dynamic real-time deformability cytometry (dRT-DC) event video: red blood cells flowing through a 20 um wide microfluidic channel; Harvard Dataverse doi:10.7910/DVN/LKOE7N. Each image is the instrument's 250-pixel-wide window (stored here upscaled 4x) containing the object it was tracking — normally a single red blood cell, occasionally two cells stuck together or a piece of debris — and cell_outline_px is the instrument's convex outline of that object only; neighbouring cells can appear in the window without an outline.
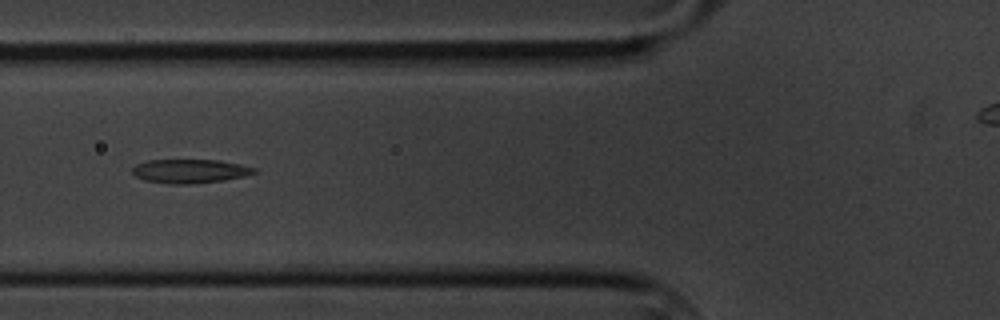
{"species": "common noctule bat (a hibernating species)", "species_latin": "Nyctalus noctula", "temperature_condition": "cold", "stored_images_in_passage": 10, "camera_frame_rate_fps": 3000, "um_per_image_px": 0.085, "animal": {"sex": "male", "body_mass_g": 20.1, "forearm_length_mm": 53.5}, "frame": {"image": 1, "passage_image": 6, "time_ms": 6.667, "image_size_px": [1000, 320], "cell_outline_px": [[256, 172], [244, 176], [224, 180], [192, 184], [168, 184], [144, 180], [136, 176], [132, 172], [132, 168], [136, 164], [148, 160], [220, 160], [240, 164], [256, 168]], "centroid_in_image_um": [16.13, 14.55], "position_along_channel_um": 109.7, "area_um2": 16.99}}
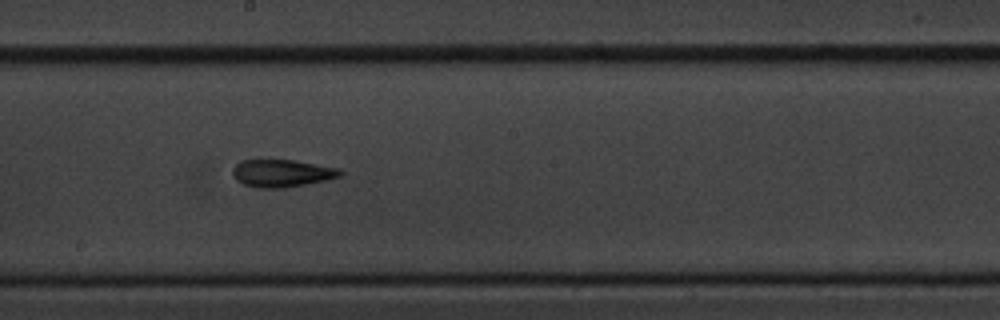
{"frame": {"image": 2, "passage_image": 9, "time_ms": 10.0, "image_size_px": [1000, 320], "cell_outline_px": [[344, 172], [340, 176], [328, 180], [284, 188], [256, 188], [244, 184], [236, 180], [232, 176], [232, 168], [240, 160], [296, 160], [340, 168]], "centroid_in_image_um": [23.97, 14.72], "position_along_channel_um": 224.2, "area_um2": 17.51}}
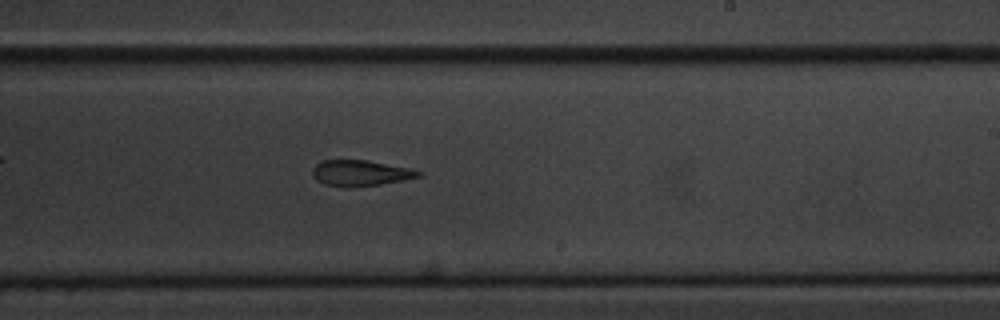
{"frame": {"image": 3, "passage_image": 10, "time_ms": 11.0, "image_size_px": [1000, 320], "cell_outline_px": [[424, 172], [420, 176], [404, 180], [380, 184], [348, 188], [344, 188], [324, 184], [316, 180], [312, 176], [312, 168], [320, 160], [368, 160], [408, 168]], "centroid_in_image_um": [30.59, 14.71], "position_along_channel_um": 258.4, "area_um2": 16.13}}